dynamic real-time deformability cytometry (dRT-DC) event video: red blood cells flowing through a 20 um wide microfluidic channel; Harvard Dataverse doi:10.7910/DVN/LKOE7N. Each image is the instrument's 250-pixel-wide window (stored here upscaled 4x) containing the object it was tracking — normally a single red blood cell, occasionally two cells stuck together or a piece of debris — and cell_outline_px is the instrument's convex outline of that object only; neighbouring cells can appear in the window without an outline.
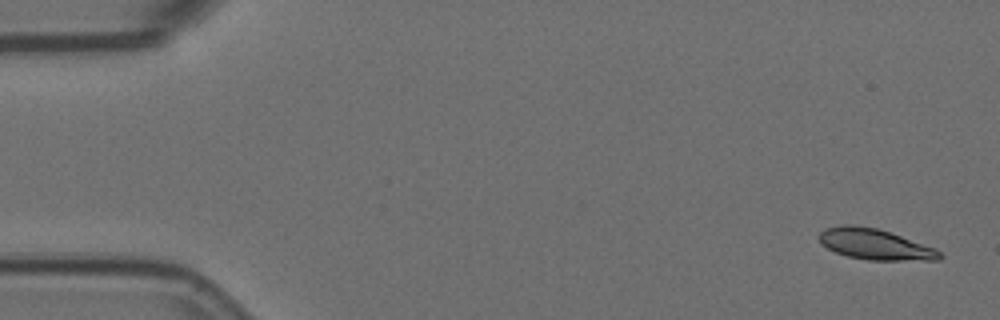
{"species": "Egyptian fruit bat (a non-hibernating species)", "species_latin": "Rousettus aegyptiacus", "temperature_condition": "room temperature", "stored_images_in_passage": 4, "camera_frame_rate_fps": 3000, "um_per_image_px": 0.085, "animal": {"sex": "female"}, "frame": {"image": 1, "passage_image": 1, "time_ms": 0.0, "image_size_px": [1000, 320], "cell_outline_px": [[944, 256], [940, 260], [868, 260], [848, 256], [836, 252], [820, 244], [820, 232], [824, 228], [844, 224], [852, 224], [876, 228], [936, 248]], "centroid_in_image_um": [74.37, 20.76], "position_along_channel_um": 10.6, "area_um2": 21.5}}